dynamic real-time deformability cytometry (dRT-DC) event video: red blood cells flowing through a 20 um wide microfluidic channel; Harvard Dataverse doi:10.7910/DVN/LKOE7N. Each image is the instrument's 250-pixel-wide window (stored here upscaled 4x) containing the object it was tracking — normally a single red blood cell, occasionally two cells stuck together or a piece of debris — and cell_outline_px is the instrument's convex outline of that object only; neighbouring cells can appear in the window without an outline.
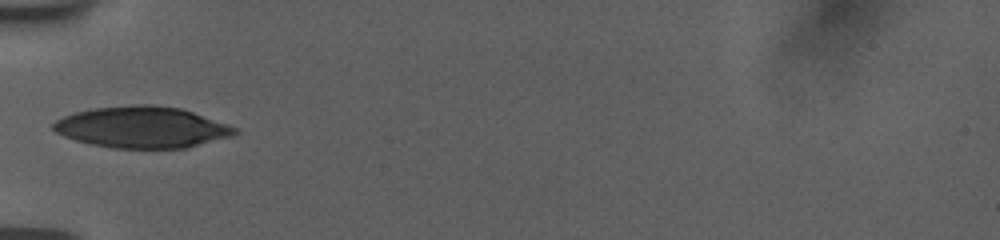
{"species": "human", "species_latin": "Homo sapiens", "temperature_condition": "room temperature", "stored_images_in_passage": 36, "camera_frame_rate_fps": 3000, "um_per_image_px": 0.085, "donor": {"sex": "female"}, "frame": {"image": 1, "passage_image": 1, "time_ms": 0.0, "image_size_px": [1000, 240], "cell_outline_px": [[240, 132], [232, 136], [184, 148], [112, 148], [92, 144], [76, 140], [64, 136], [56, 132], [52, 128], [52, 124], [56, 120], [64, 116], [76, 112], [96, 108], [136, 104], [152, 104], [180, 108], [192, 112], [236, 128]], "centroid_in_image_um": [12.05, 10.81], "position_along_channel_um": 73.0, "area_um2": 43.29}}
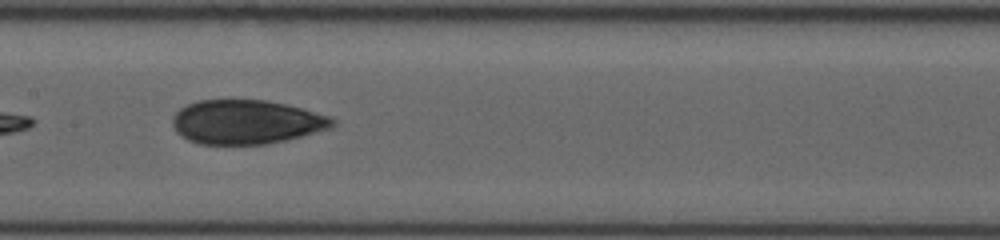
{"frame": {"image": 2, "passage_image": 10, "time_ms": 3.0, "image_size_px": [1000, 240], "cell_outline_px": [[336, 124], [332, 128], [268, 144], [200, 144], [188, 140], [180, 136], [176, 132], [172, 124], [172, 116], [180, 108], [188, 104], [200, 100], [268, 100], [300, 108], [328, 116], [336, 120]], "centroid_in_image_um": [20.9, 10.37], "position_along_channel_um": 186.5, "area_um2": 41.04}}
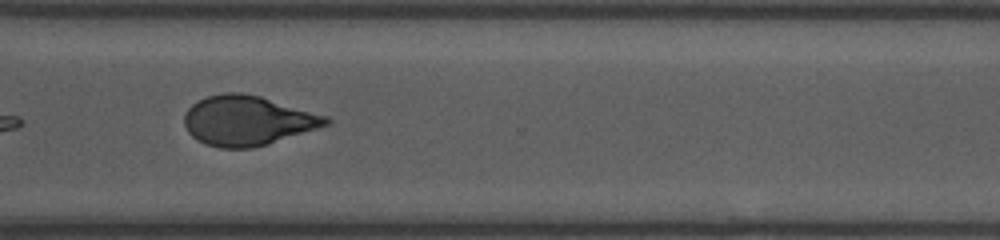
{"frame": {"image": 3, "passage_image": 23, "time_ms": 7.333, "image_size_px": [1000, 240], "cell_outline_px": [[332, 124], [268, 144], [252, 148], [220, 148], [204, 144], [196, 140], [188, 132], [184, 124], [184, 116], [188, 108], [196, 100], [208, 96], [224, 92], [240, 92], [260, 96], [328, 116], [332, 120]], "centroid_in_image_um": [21.04, 10.25], "position_along_channel_um": 349.6, "area_um2": 41.38}, "authors_computed_cell_mechanics": {"area_um2": 41.3559, "velocity_mm_per_s": 3.7806, "shape_relaxation_time_tau1_ms": 7.7515, "shape_relaxation_time_tau2_ms": 1.7029, "deformation_change_tau1": 0.1818, "deformation_change_tau2": 0.0719}}